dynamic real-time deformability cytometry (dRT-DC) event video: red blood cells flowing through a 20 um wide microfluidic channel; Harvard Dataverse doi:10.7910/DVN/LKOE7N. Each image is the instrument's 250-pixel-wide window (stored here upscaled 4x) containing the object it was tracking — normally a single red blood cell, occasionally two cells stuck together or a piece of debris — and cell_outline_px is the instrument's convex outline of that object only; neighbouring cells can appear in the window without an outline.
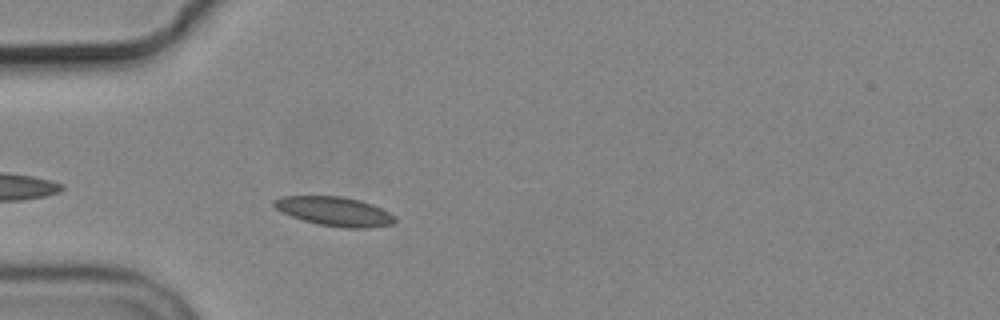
{"species": "common noctule bat (a hibernating species)", "species_latin": "Nyctalus noctula", "temperature_condition": "cold", "stored_images_in_passage": 4, "camera_frame_rate_fps": 3000, "um_per_image_px": 0.085, "animal": {"sex": "male", "body_mass_g": 19.2, "forearm_length_mm": 51.8}, "frame": {"image": 1, "passage_image": 4, "time_ms": 3.667, "image_size_px": [1000, 320], "cell_outline_px": [[396, 220], [392, 224], [368, 228], [344, 228], [316, 224], [280, 212], [272, 204], [272, 200], [280, 196], [340, 196], [360, 200], [372, 204], [396, 216]], "centroid_in_image_um": [28.41, 17.96], "position_along_channel_um": 56.6, "area_um2": 20.63}}